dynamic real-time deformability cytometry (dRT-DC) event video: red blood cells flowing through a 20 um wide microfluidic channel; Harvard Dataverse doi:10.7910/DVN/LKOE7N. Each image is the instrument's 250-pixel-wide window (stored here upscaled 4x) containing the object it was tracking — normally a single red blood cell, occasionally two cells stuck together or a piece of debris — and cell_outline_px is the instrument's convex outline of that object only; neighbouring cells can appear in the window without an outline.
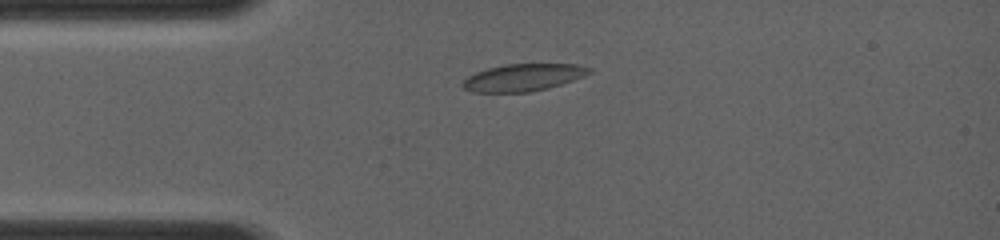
{"species": "common noctule bat (a hibernating species)", "species_latin": "Nyctalus noctula", "temperature_condition": "room temperature", "stored_images_in_passage": 5, "camera_frame_rate_fps": 4000, "um_per_image_px": 0.085, "animal": {"sex": "female", "body_mass_g": 19.0, "forearm_length_mm": 56.7}, "frame": {"image": 1, "passage_image": 4, "time_ms": 2.75, "image_size_px": [1000, 240], "cell_outline_px": [[592, 72], [584, 76], [548, 88], [532, 92], [472, 92], [464, 88], [460, 84], [468, 76], [476, 72], [488, 68], [504, 64], [576, 64], [592, 68]], "centroid_in_image_um": [44.46, 6.58], "position_along_channel_um": 40.5, "area_um2": 20.06}}